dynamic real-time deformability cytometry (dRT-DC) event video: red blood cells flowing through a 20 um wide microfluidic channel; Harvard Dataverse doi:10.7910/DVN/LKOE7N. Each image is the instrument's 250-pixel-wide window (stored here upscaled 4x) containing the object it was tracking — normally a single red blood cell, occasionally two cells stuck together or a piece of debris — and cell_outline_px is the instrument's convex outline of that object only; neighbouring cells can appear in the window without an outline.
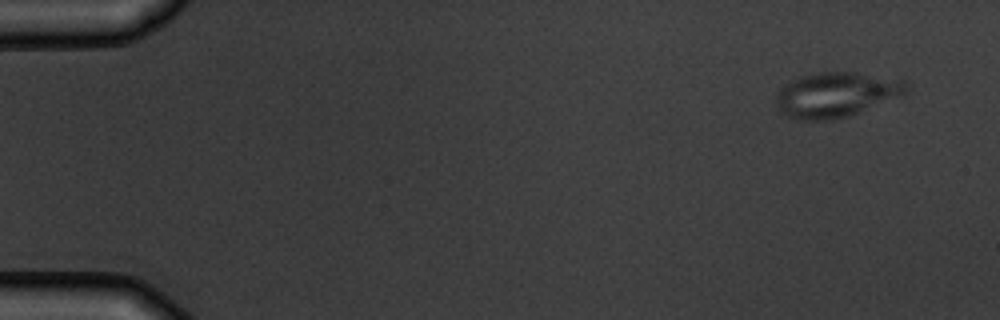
{"species": "common noctule bat (a hibernating species)", "species_latin": "Nyctalus noctula", "temperature_condition": "warm", "stored_images_in_passage": 9, "camera_frame_rate_fps": 3000, "um_per_image_px": 0.085, "animal": {"sex": "male", "body_mass_g": 19.5, "forearm_length_mm": 54.6}, "frame": {"image": 1, "passage_image": 1, "time_ms": 0.0, "image_size_px": [1000, 320], "cell_outline_px": [[912, 88], [908, 92], [900, 96], [848, 116], [832, 120], [800, 120], [788, 116], [780, 112], [776, 104], [776, 92], [780, 88], [800, 76], [820, 72], [856, 72], [904, 80], [912, 84]], "centroid_in_image_um": [71.1, 8.04], "position_along_channel_um": 13.9, "area_um2": 34.22}}